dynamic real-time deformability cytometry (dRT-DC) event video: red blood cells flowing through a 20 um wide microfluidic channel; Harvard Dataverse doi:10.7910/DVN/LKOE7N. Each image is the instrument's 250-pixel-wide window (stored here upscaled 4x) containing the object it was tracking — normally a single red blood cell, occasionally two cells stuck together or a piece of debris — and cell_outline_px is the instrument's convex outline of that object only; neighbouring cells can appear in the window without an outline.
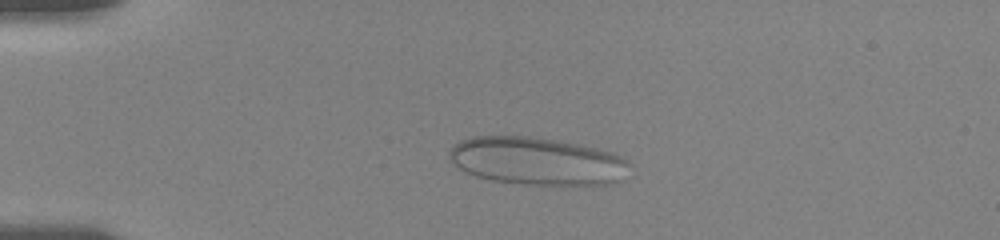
{"species": "human", "species_latin": "Homo sapiens", "temperature_condition": "room temperature", "stored_images_in_passage": 47, "camera_frame_rate_fps": 3000, "um_per_image_px": 0.085, "donor": {"sex": "female"}, "frame": {"image": 1, "passage_image": 10, "time_ms": 3.0, "image_size_px": [1000, 240], "cell_outline_px": [[628, 164], [616, 180], [612, 184], [524, 184], [492, 180], [476, 176], [464, 172], [448, 160], [448, 152], [460, 140], [472, 136], [528, 136], [580, 144], [612, 152], [628, 160]], "centroid_in_image_um": [45.53, 13.67], "position_along_channel_um": 39.5, "area_um2": 49.59}}
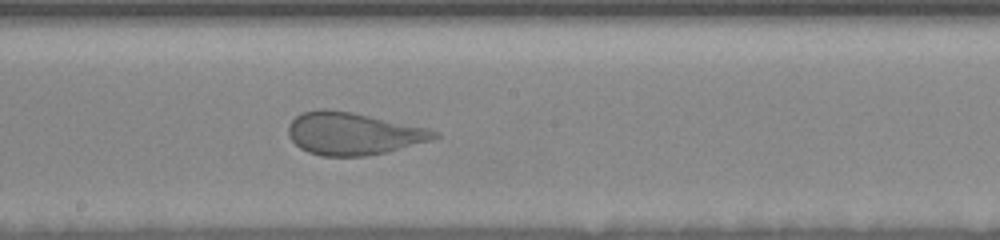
{"frame": {"image": 2, "passage_image": 26, "time_ms": 9.0, "image_size_px": [1000, 240], "cell_outline_px": [[440, 136], [432, 140], [384, 152], [364, 156], [320, 156], [308, 152], [300, 148], [288, 136], [288, 124], [296, 116], [304, 112], [320, 108], [328, 108], [352, 112], [428, 128], [440, 132]], "centroid_in_image_um": [30.0, 11.34], "position_along_channel_um": 218.2, "area_um2": 36.07}}
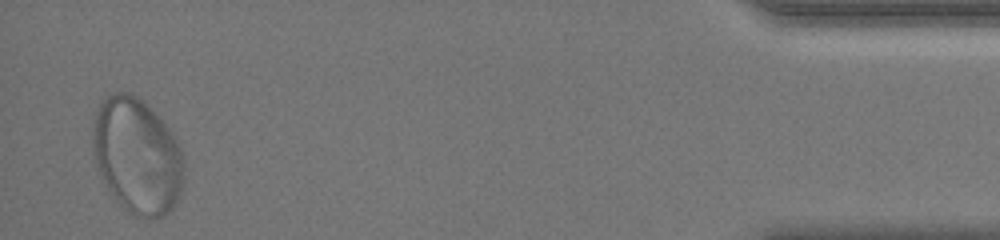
{"frame": {"image": 3, "passage_image": 47, "time_ms": 16.667, "image_size_px": [1000, 240], "cell_outline_px": [[184, 180], [180, 192], [172, 208], [164, 216], [156, 220], [152, 220], [136, 216], [124, 208], [116, 200], [108, 188], [100, 172], [92, 152], [92, 128], [96, 112], [100, 100], [104, 96], [112, 92], [132, 92], [144, 100], [172, 132], [180, 148], [184, 160]], "centroid_in_image_um": [11.65, 13.22], "position_along_channel_um": 423.5, "area_um2": 62.08}}